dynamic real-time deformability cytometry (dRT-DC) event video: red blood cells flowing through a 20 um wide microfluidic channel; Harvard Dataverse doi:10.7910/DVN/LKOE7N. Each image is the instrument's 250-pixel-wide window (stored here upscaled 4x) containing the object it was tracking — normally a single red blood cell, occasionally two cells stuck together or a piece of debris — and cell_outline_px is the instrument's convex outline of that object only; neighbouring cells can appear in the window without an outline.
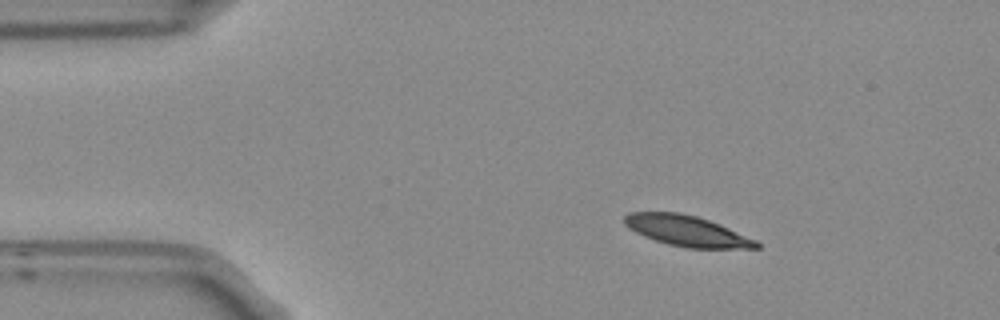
{"species": "Egyptian fruit bat (a non-hibernating species)", "species_latin": "Rousettus aegyptiacus", "temperature_condition": "room temperature", "stored_images_in_passage": 2, "camera_frame_rate_fps": 3000, "um_per_image_px": 0.085, "frame": {"image": 1, "passage_image": 1, "time_ms": 0.0, "image_size_px": [1000, 320], "cell_outline_px": [[760, 248], [688, 248], [668, 244], [644, 236], [628, 228], [624, 224], [624, 216], [628, 212], [680, 212], [696, 216], [720, 224], [756, 240], [760, 244]], "centroid_in_image_um": [58.37, 19.62], "position_along_channel_um": 26.6, "area_um2": 23.47}}